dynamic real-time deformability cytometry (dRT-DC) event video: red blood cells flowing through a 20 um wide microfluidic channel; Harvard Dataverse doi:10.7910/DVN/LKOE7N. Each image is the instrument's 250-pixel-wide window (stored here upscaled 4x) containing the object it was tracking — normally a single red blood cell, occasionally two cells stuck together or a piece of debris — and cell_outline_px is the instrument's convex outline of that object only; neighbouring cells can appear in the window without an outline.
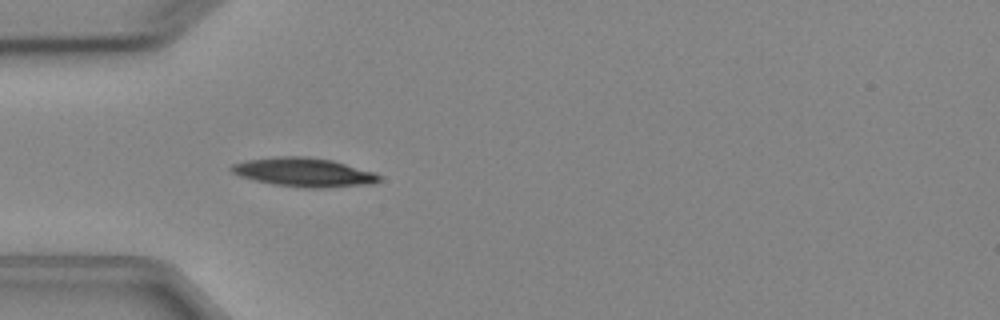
{"species": "Egyptian fruit bat (a non-hibernating species)", "species_latin": "Rousettus aegyptiacus", "temperature_condition": "cold", "stored_images_in_passage": 2, "camera_frame_rate_fps": 3000, "um_per_image_px": 0.085, "animal": {"sex": "female"}, "frame": {"image": 1, "passage_image": 2, "time_ms": 1.333, "image_size_px": [1000, 320], "cell_outline_px": [[380, 180], [372, 184], [328, 188], [304, 188], [272, 184], [240, 176], [232, 172], [228, 168], [232, 164], [244, 160], [276, 156], [308, 156], [332, 160], [376, 172], [380, 176]], "centroid_in_image_um": [25.84, 14.64], "position_along_channel_um": 59.2, "area_um2": 25.2}}